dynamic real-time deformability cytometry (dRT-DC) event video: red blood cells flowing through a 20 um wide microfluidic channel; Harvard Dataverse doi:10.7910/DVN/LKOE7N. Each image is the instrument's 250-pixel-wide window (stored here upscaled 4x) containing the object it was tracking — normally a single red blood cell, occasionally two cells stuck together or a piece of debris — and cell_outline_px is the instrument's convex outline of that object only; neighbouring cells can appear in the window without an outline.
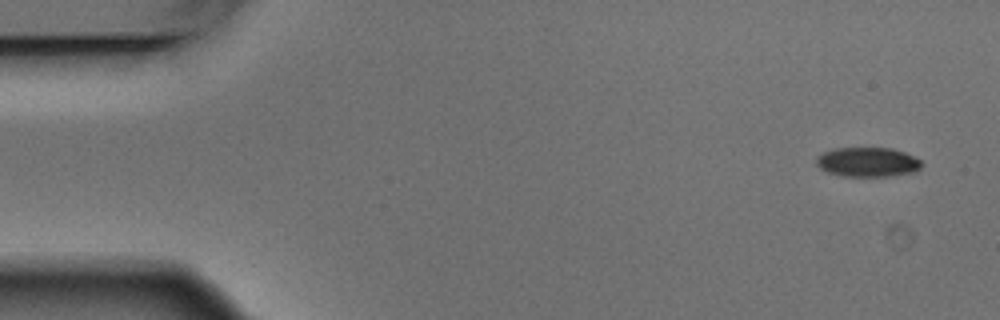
{"species": "Egyptian fruit bat (a non-hibernating species)", "species_latin": "Rousettus aegyptiacus", "temperature_condition": "warm", "stored_images_in_passage": 3, "camera_frame_rate_fps": 3000, "um_per_image_px": 0.085, "animal": {"sex": "male"}, "frame": {"image": 1, "passage_image": 1, "time_ms": 0.0, "image_size_px": [1000, 320], "cell_outline_px": [[924, 164], [916, 172], [892, 176], [844, 176], [828, 172], [820, 168], [816, 164], [816, 156], [824, 152], [836, 148], [892, 148], [904, 152], [920, 160]], "centroid_in_image_um": [73.77, 13.78], "position_along_channel_um": 11.2, "area_um2": 18.15}}